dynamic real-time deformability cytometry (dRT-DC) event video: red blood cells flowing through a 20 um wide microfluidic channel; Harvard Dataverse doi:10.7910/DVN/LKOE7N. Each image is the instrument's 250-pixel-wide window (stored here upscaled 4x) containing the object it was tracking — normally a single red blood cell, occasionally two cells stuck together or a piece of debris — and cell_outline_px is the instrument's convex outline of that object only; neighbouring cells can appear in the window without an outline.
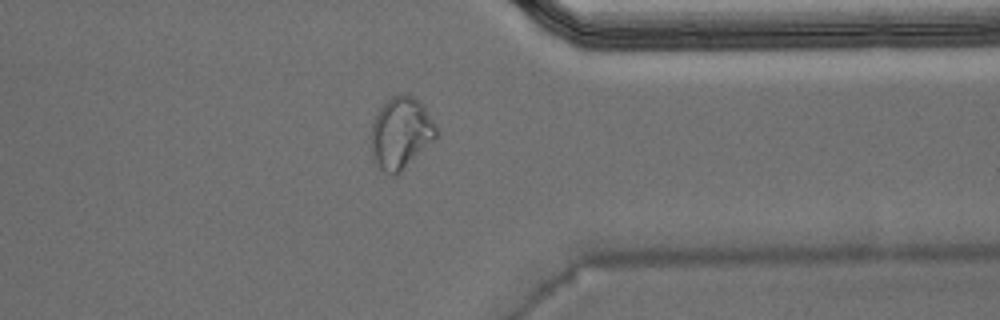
{"species": "Egyptian fruit bat (a non-hibernating species)", "species_latin": "Rousettus aegyptiacus", "temperature_condition": "warm", "stored_images_in_passage": 39, "camera_frame_rate_fps": 3000, "um_per_image_px": 0.085, "animal": {"sex": "male"}, "frame": {"image": 1, "passage_image": 28, "time_ms": 9.0, "image_size_px": [1000, 320], "cell_outline_px": [[440, 132], [396, 176], [392, 176], [384, 172], [380, 168], [372, 156], [372, 120], [376, 112], [392, 96], [404, 92], [408, 92], [424, 104], [436, 124]], "centroid_in_image_um": [34.08, 11.25], "position_along_channel_um": 377.3, "area_um2": 27.28}}
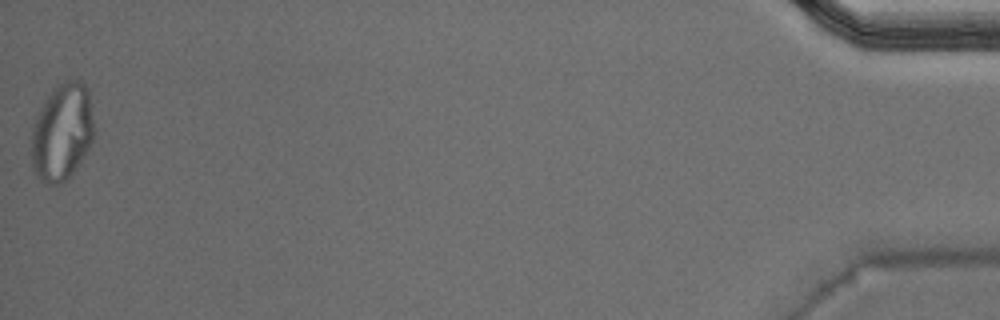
{"frame": {"image": 2, "passage_image": 39, "time_ms": 12.667, "image_size_px": [1000, 320], "cell_outline_px": [[96, 128], [92, 140], [88, 148], [72, 172], [60, 184], [52, 184], [40, 180], [36, 176], [32, 168], [28, 152], [32, 128], [36, 116], [44, 100], [52, 88], [64, 80], [80, 80], [88, 88]], "centroid_in_image_um": [5.24, 11.19], "position_along_channel_um": 430.0, "area_um2": 36.24}}